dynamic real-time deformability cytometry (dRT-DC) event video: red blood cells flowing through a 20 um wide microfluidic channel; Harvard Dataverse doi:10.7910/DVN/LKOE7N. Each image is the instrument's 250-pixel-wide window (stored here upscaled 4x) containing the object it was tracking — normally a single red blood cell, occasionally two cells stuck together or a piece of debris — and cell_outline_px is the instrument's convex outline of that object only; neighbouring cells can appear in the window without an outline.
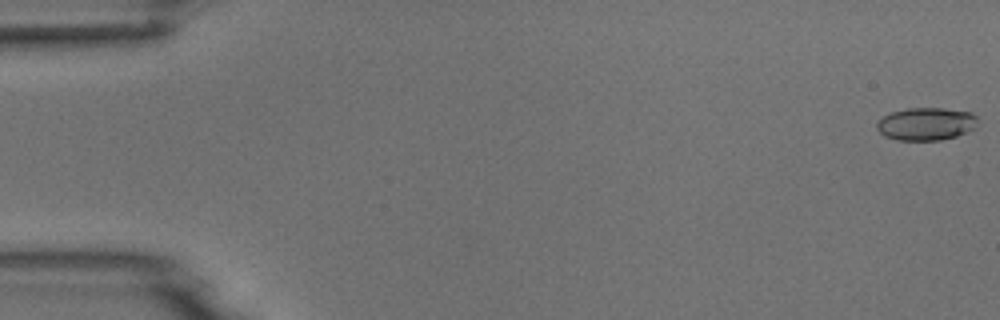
{"species": "common noctule bat (a hibernating species)", "species_latin": "Nyctalus noctula", "temperature_condition": "room temperature", "stored_images_in_passage": 6, "camera_frame_rate_fps": 3000, "um_per_image_px": 0.085, "animal": {"sex": "male", "body_mass_g": 18.8}, "frame": {"image": 1, "passage_image": 1, "time_ms": 0.0, "image_size_px": [1000, 320], "cell_outline_px": [[980, 120], [976, 128], [956, 136], [940, 140], [896, 140], [884, 136], [876, 128], [876, 124], [884, 116], [892, 112], [908, 108], [944, 108], [972, 112]], "centroid_in_image_um": [78.76, 10.53], "position_along_channel_um": 6.2, "area_um2": 19.42}}
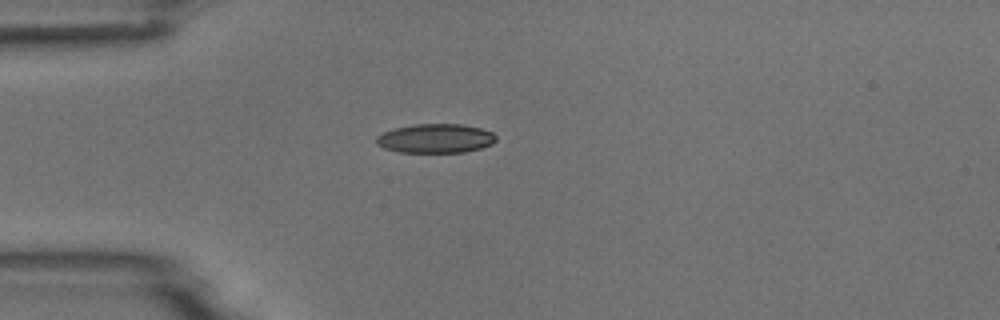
{"frame": {"image": 2, "passage_image": 5, "time_ms": 4.667, "image_size_px": [1000, 320], "cell_outline_px": [[496, 140], [492, 144], [480, 148], [464, 152], [400, 152], [384, 148], [376, 144], [376, 136], [392, 128], [416, 124], [460, 124], [480, 128], [492, 132], [496, 136]], "centroid_in_image_um": [37.0, 11.76], "position_along_channel_um": 48.0, "area_um2": 20.29}}